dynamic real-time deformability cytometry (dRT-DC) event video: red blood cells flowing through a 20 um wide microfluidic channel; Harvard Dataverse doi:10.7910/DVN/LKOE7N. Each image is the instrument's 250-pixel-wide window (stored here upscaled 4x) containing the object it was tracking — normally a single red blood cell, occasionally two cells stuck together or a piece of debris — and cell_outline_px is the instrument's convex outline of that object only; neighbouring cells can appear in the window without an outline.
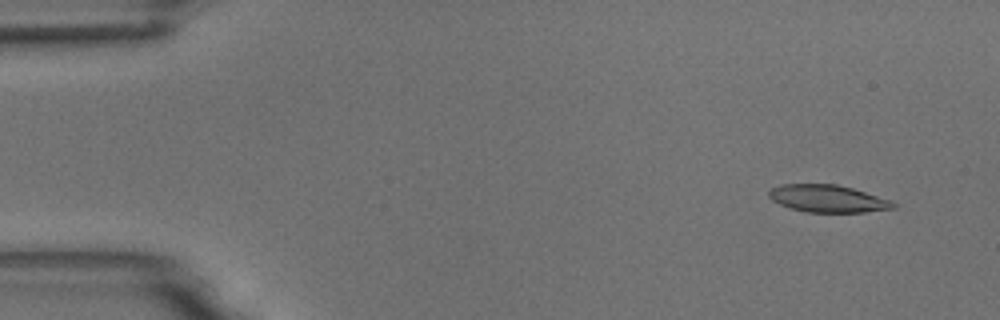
{"species": "common noctule bat (a hibernating species)", "species_latin": "Nyctalus noctula", "temperature_condition": "room temperature", "stored_images_in_passage": 6, "camera_frame_rate_fps": 3000, "um_per_image_px": 0.085, "animal": {"sex": "male", "body_mass_g": 18.8}, "frame": {"image": 1, "passage_image": 1, "time_ms": 0.0, "image_size_px": [1000, 320], "cell_outline_px": [[896, 208], [864, 212], [808, 212], [792, 208], [780, 204], [772, 200], [768, 196], [768, 192], [772, 188], [780, 184], [836, 184], [852, 188], [888, 200], [896, 204]], "centroid_in_image_um": [70.32, 16.88], "position_along_channel_um": 14.7, "area_um2": 19.54}}
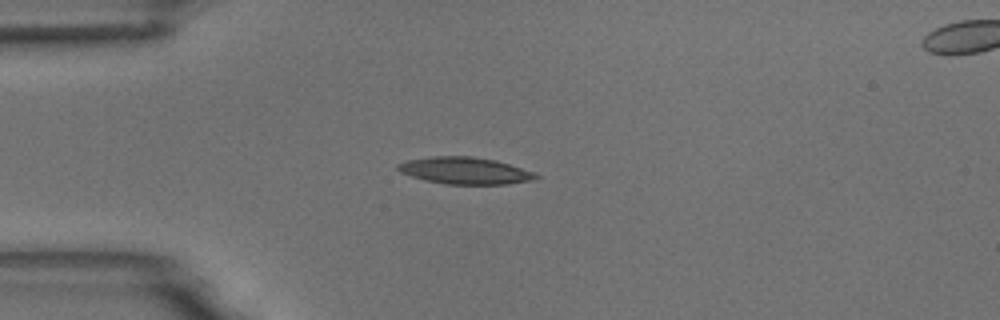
{"frame": {"image": 2, "passage_image": 4, "time_ms": 3.333, "image_size_px": [1000, 320], "cell_outline_px": [[540, 176], [536, 180], [508, 184], [444, 184], [424, 180], [400, 172], [396, 168], [396, 164], [408, 160], [432, 156], [472, 156], [496, 160], [536, 172]], "centroid_in_image_um": [39.56, 14.51], "position_along_channel_um": 45.4, "area_um2": 21.85}}